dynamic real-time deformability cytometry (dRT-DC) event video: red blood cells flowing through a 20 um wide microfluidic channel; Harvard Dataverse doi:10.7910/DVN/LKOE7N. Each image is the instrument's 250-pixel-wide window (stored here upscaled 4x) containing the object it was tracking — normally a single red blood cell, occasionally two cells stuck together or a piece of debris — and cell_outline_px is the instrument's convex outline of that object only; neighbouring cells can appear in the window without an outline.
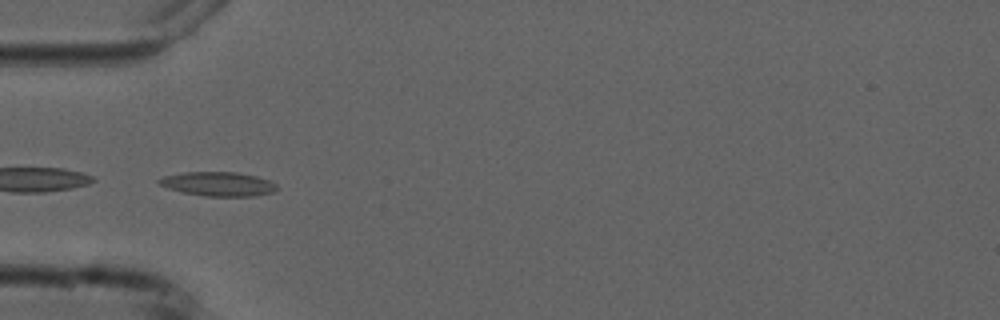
{"species": "common noctule bat (a hibernating species)", "species_latin": "Nyctalus noctula", "temperature_condition": "cold", "stored_images_in_passage": 6, "camera_frame_rate_fps": 3000, "um_per_image_px": 0.085, "animal": {"sex": "male", "forearm_length_mm": 52.5}, "frame": {"image": 1, "passage_image": 6, "time_ms": 5.667, "image_size_px": [1000, 320], "cell_outline_px": [[280, 188], [272, 192], [252, 196], [204, 196], [184, 192], [168, 188], [160, 184], [156, 180], [164, 176], [184, 172], [236, 172], [256, 176], [268, 180], [276, 184]], "centroid_in_image_um": [18.56, 15.63], "position_along_channel_um": 66.4, "area_um2": 16.47}}